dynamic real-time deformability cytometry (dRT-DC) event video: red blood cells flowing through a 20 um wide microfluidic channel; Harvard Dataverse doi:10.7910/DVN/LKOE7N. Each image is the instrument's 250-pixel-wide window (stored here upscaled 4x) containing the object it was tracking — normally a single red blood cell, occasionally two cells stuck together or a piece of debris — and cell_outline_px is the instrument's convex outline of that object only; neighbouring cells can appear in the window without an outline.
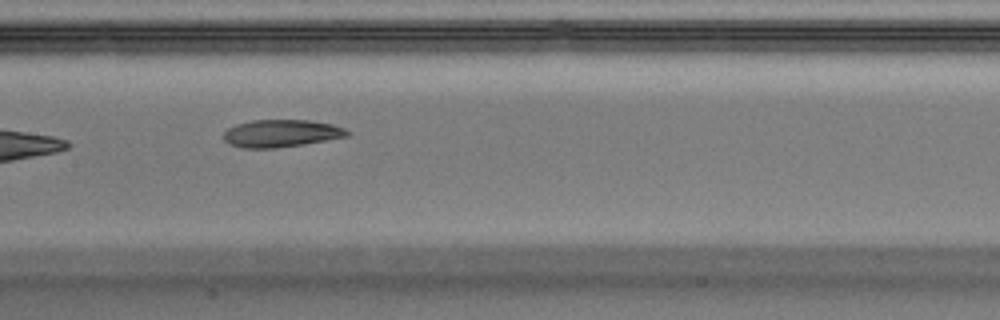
{"species": "Egyptian fruit bat (a non-hibernating species)", "species_latin": "Rousettus aegyptiacus", "temperature_condition": "warm", "stored_images_in_passage": 8, "camera_frame_rate_fps": 3000, "um_per_image_px": 0.085, "animal": {"sex": "male"}, "frame": {"image": 1, "passage_image": 8, "time_ms": 2.333, "image_size_px": [1000, 320], "cell_outline_px": [[352, 132], [348, 136], [304, 144], [276, 148], [240, 148], [224, 140], [224, 132], [228, 128], [236, 124], [252, 120], [308, 120], [332, 124], [344, 128]], "centroid_in_image_um": [23.91, 11.33], "position_along_channel_um": 183.5, "area_um2": 19.77}}